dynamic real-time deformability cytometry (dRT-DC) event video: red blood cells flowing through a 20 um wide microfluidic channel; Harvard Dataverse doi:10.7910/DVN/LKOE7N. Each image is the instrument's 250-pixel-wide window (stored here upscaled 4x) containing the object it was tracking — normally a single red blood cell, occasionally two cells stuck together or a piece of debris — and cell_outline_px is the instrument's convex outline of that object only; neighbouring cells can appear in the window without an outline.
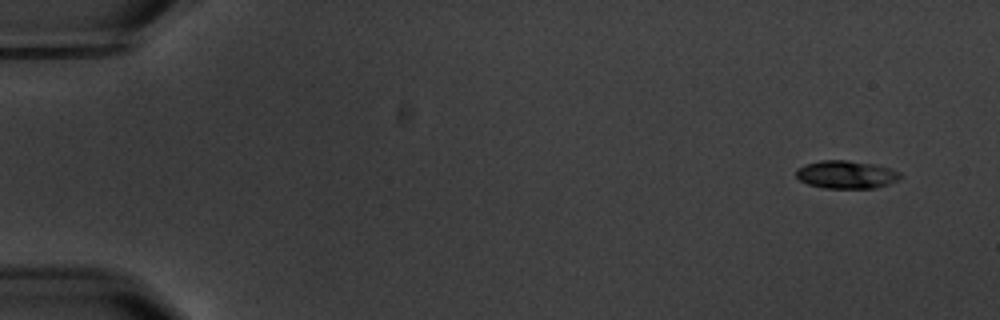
{"species": "common noctule bat (a hibernating species)", "species_latin": "Nyctalus noctula", "temperature_condition": "warm", "stored_images_in_passage": 5, "camera_frame_rate_fps": 3000, "um_per_image_px": 0.085, "animal": {"sex": "male", "body_mass_g": 20.1, "forearm_length_mm": 53.5}, "frame": {"image": 1, "passage_image": 1, "time_ms": 0.0, "image_size_px": [1000, 320], "cell_outline_px": [[904, 176], [888, 184], [876, 188], [824, 188], [808, 184], [800, 180], [796, 176], [796, 172], [804, 164], [820, 160], [844, 160], [876, 164], [900, 172]], "centroid_in_image_um": [71.94, 14.84], "position_along_channel_um": 13.1, "area_um2": 16.94}}
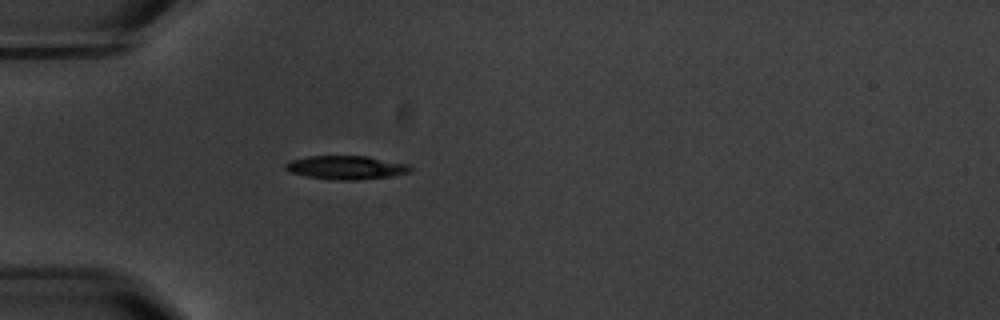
{"frame": {"image": 2, "passage_image": 5, "time_ms": 4.667, "image_size_px": [1000, 320], "cell_outline_px": [[412, 168], [408, 172], [388, 176], [356, 180], [336, 180], [308, 176], [288, 172], [284, 168], [284, 164], [292, 160], [308, 156], [368, 156], [412, 164]], "centroid_in_image_um": [29.43, 14.22], "position_along_channel_um": 55.6, "area_um2": 17.17}}